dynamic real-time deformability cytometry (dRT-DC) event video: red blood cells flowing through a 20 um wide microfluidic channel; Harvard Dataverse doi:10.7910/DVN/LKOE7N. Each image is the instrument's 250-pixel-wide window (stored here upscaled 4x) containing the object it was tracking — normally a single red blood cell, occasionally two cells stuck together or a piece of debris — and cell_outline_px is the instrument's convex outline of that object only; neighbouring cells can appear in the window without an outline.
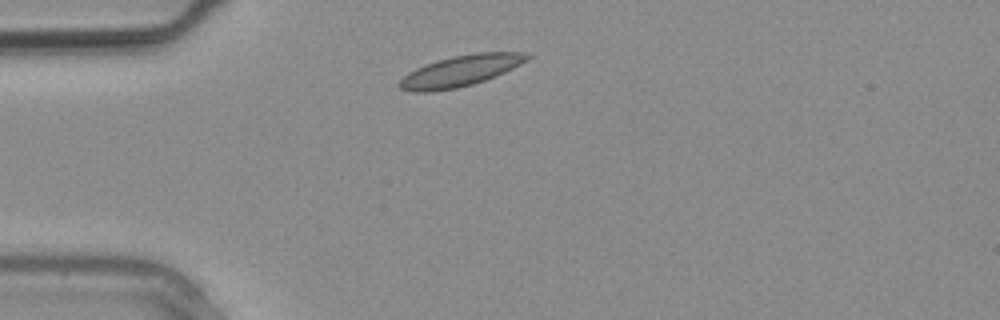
{"species": "common noctule bat (a hibernating species)", "species_latin": "Nyctalus noctula", "temperature_condition": "warm", "stored_images_in_passage": 1, "camera_frame_rate_fps": 3000, "um_per_image_px": 0.085, "animal": {"sex": "male", "body_mass_g": 20.4}, "frame": {"image": 1, "passage_image": 1, "time_ms": 0.0, "image_size_px": [1000, 320], "cell_outline_px": [[532, 56], [528, 60], [496, 76], [472, 84], [456, 88], [432, 92], [412, 92], [400, 88], [396, 84], [408, 72], [424, 64], [436, 60], [452, 56], [476, 52], [528, 52]], "centroid_in_image_um": [39.13, 6.02], "position_along_channel_um": 45.9, "area_um2": 23.24}}